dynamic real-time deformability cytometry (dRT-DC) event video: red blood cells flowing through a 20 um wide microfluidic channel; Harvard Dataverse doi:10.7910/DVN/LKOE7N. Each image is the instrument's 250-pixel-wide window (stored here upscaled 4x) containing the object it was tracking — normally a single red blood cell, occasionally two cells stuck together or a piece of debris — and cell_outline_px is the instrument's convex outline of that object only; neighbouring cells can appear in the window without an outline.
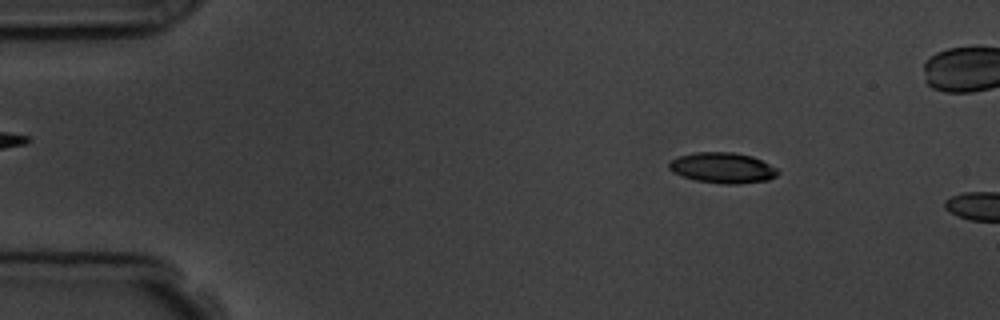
{"species": "common noctule bat (a hibernating species)", "species_latin": "Nyctalus noctula", "temperature_condition": "room temperature", "stored_images_in_passage": 4, "camera_frame_rate_fps": 3000, "um_per_image_px": 0.085, "animal": {"sex": "male", "body_mass_g": 19.5, "forearm_length_mm": 54.6}, "frame": {"image": 1, "passage_image": 2, "time_ms": 1.333, "image_size_px": [1000, 320], "cell_outline_px": [[780, 172], [776, 176], [768, 180], [736, 184], [724, 184], [696, 180], [672, 172], [668, 168], [668, 164], [672, 160], [680, 156], [696, 152], [732, 152], [752, 156], [776, 168]], "centroid_in_image_um": [61.42, 14.27], "position_along_channel_um": 23.6, "area_um2": 19.19}}